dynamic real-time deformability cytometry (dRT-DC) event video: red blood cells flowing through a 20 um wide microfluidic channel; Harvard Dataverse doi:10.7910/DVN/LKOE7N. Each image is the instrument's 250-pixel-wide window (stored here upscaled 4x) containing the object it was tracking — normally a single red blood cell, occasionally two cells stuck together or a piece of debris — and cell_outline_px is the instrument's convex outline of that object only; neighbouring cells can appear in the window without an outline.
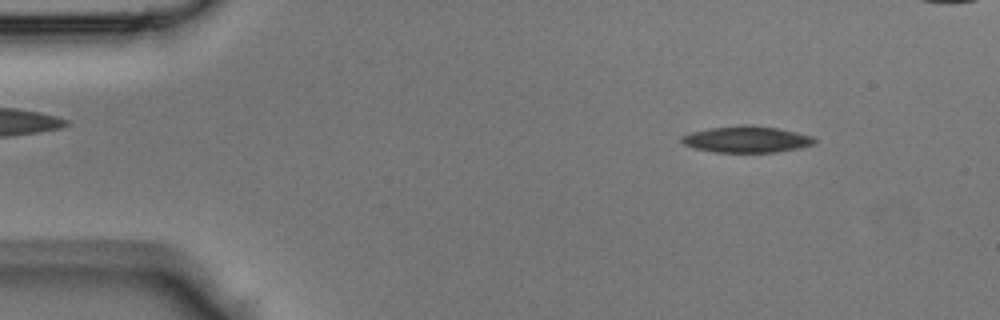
{"species": "Egyptian fruit bat (a non-hibernating species)", "species_latin": "Rousettus aegyptiacus", "temperature_condition": "room temperature", "stored_images_in_passage": 44, "camera_frame_rate_fps": 3000, "um_per_image_px": 0.085, "animal": {"sex": "male"}, "frame": {"image": 1, "passage_image": 5, "time_ms": 1.333, "image_size_px": [1000, 320], "cell_outline_px": [[816, 144], [800, 148], [776, 152], [712, 152], [696, 148], [684, 144], [680, 140], [680, 136], [692, 132], [712, 128], [744, 124], [776, 128], [796, 132], [812, 136], [816, 140]], "centroid_in_image_um": [63.48, 11.85], "position_along_channel_um": 21.5, "area_um2": 20.35}}
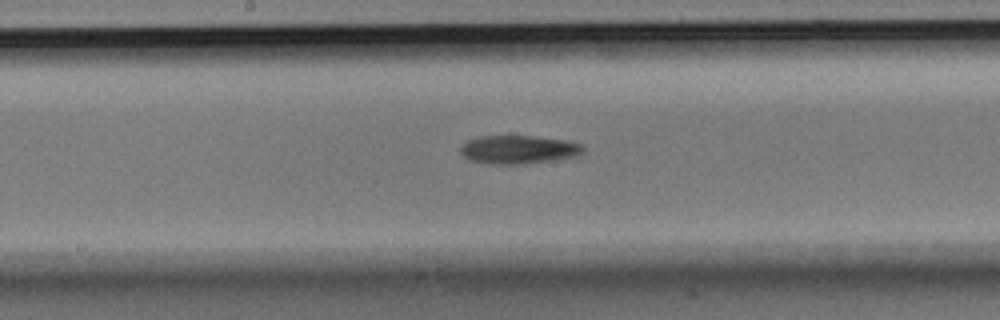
{"frame": {"image": 2, "passage_image": 22, "time_ms": 7.0, "image_size_px": [1000, 320], "cell_outline_px": [[584, 152], [572, 156], [548, 160], [516, 164], [492, 164], [468, 160], [460, 152], [460, 148], [468, 140], [480, 136], [536, 136], [564, 140], [580, 144], [584, 148]], "centroid_in_image_um": [44.01, 12.7], "position_along_channel_um": 204.2, "area_um2": 19.88}}
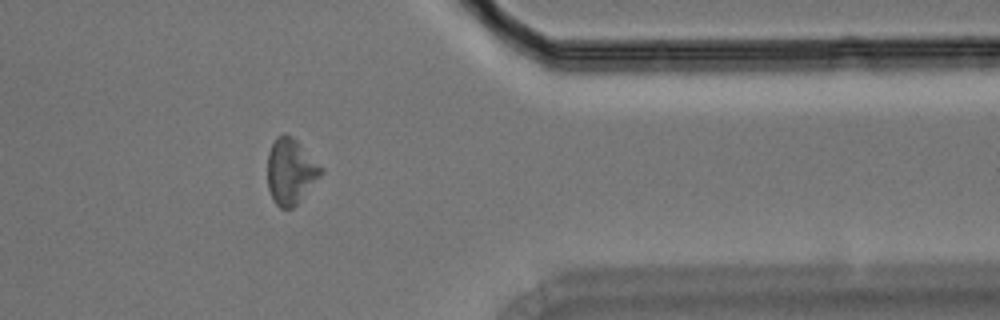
{"frame": {"image": 3, "passage_image": 35, "time_ms": 11.333, "image_size_px": [1000, 320], "cell_outline_px": [[324, 172], [296, 204], [292, 208], [280, 208], [272, 200], [268, 188], [268, 152], [276, 136], [284, 132], [292, 136], [324, 168]], "centroid_in_image_um": [24.7, 14.54], "position_along_channel_um": 386.7, "area_um2": 20.46}}